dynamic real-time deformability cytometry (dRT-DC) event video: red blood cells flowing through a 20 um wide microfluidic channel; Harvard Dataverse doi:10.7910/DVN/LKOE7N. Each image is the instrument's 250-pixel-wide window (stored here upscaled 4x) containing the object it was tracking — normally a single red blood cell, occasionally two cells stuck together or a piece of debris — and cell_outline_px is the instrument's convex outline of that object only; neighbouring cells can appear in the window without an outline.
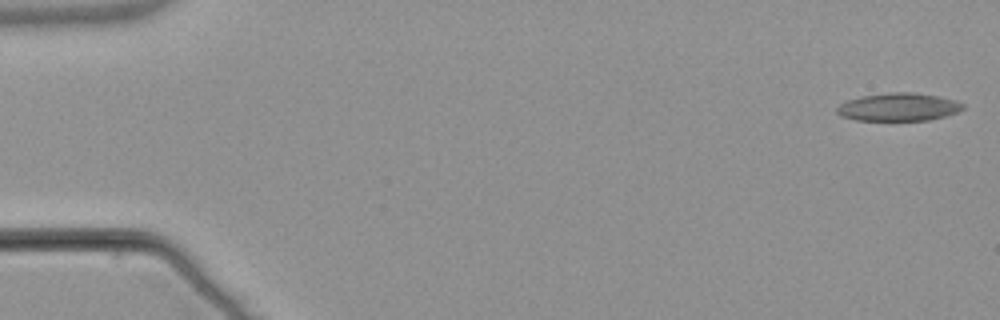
{"species": "common noctule bat (a hibernating species)", "species_latin": "Nyctalus noctula", "temperature_condition": "warm", "stored_images_in_passage": 54, "camera_frame_rate_fps": 3000, "um_per_image_px": 0.085, "animal": {"sex": "male", "body_mass_g": 21.5, "forearm_length_mm": 52.0}, "frame": {"image": 1, "passage_image": 1, "time_ms": 0.0, "image_size_px": [1000, 320], "cell_outline_px": [[964, 108], [956, 112], [944, 116], [928, 120], [856, 120], [840, 116], [836, 112], [836, 108], [840, 104], [848, 100], [860, 96], [892, 92], [912, 92], [936, 96], [956, 100], [964, 104]], "centroid_in_image_um": [76.35, 9.09], "position_along_channel_um": 8.7, "area_um2": 20.4}}
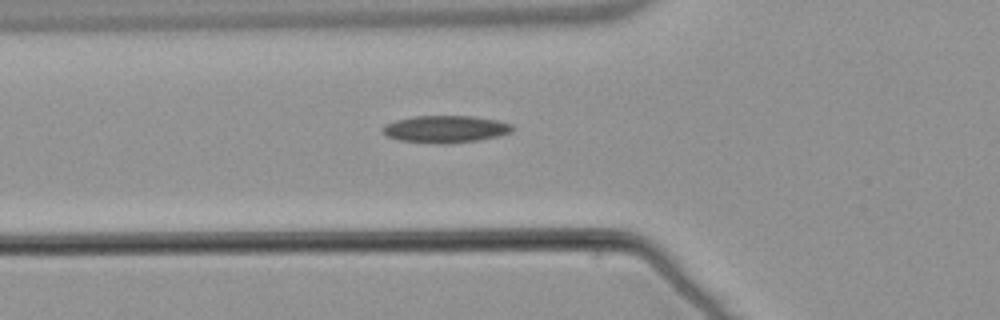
{"frame": {"image": 2, "passage_image": 19, "time_ms": 6.0, "image_size_px": [1000, 320], "cell_outline_px": [[512, 132], [500, 136], [476, 140], [448, 144], [436, 144], [400, 140], [388, 136], [380, 128], [384, 124], [396, 120], [412, 116], [472, 116], [496, 120], [512, 124]], "centroid_in_image_um": [37.85, 10.97], "position_along_channel_um": 87.9, "area_um2": 20.58}}
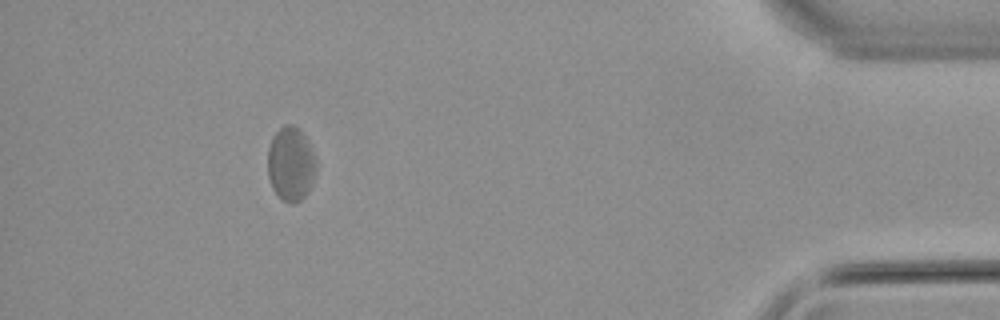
{"frame": {"image": 3, "passage_image": 49, "time_ms": 16.0, "image_size_px": [1000, 320], "cell_outline_px": [[316, 172], [308, 192], [300, 200], [292, 204], [280, 200], [272, 188], [268, 176], [268, 148], [272, 136], [284, 124], [292, 124], [300, 128], [316, 156]], "centroid_in_image_um": [24.72, 13.93], "position_along_channel_um": 410.5, "area_um2": 21.27}, "authors_computed_cell_mechanics": {"area_um2": 20.3456, "velocity_mm_per_s": 3.7974, "shape_relaxation_time_tau1_ms": null, "shape_relaxation_time_tau2_ms": 6.4701, "deformation_change_tau1": null, "deformation_change_tau2": 0.1649}}